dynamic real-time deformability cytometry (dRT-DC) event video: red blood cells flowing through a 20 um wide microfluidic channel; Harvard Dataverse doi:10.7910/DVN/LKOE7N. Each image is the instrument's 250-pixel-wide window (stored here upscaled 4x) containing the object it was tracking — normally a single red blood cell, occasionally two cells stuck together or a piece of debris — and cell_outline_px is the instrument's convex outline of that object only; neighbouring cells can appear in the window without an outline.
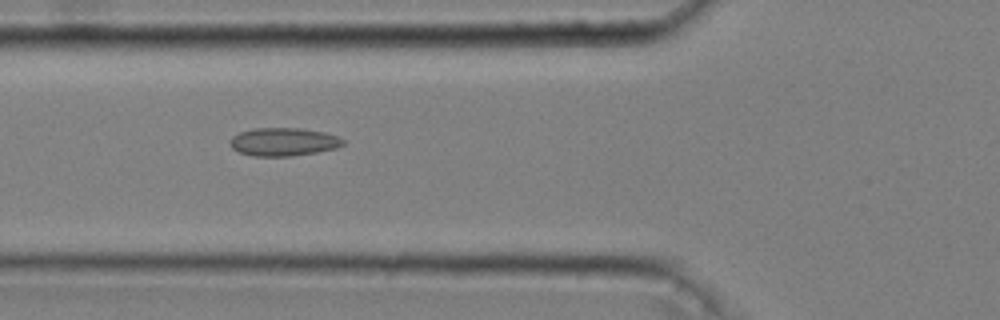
{"species": "common noctule bat (a hibernating species)", "species_latin": "Nyctalus noctula", "temperature_condition": "cold", "stored_images_in_passage": 50, "camera_frame_rate_fps": 3000, "um_per_image_px": 0.085, "animal": {"sex": "male", "body_mass_g": 20.4}, "frame": {"image": 1, "passage_image": 20, "time_ms": 6.333, "image_size_px": [1000, 320], "cell_outline_px": [[344, 144], [336, 148], [316, 152], [288, 156], [252, 156], [240, 152], [232, 148], [228, 144], [228, 140], [232, 136], [240, 132], [252, 128], [300, 128], [324, 132], [336, 136], [344, 140]], "centroid_in_image_um": [24.04, 12.05], "position_along_channel_um": 101.8, "area_um2": 18.55}}
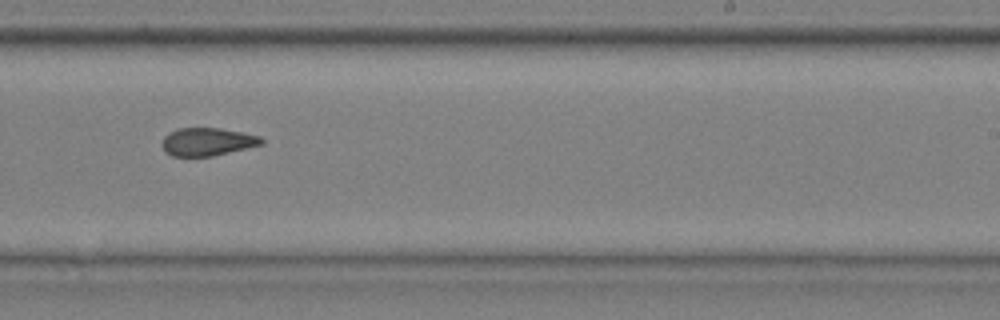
{"frame": {"image": 2, "passage_image": 34, "time_ms": 11.0, "image_size_px": [1000, 320], "cell_outline_px": [[264, 144], [212, 156], [172, 156], [164, 152], [160, 144], [164, 136], [168, 132], [176, 128], [220, 128], [260, 136], [264, 140]], "centroid_in_image_um": [17.58, 12.05], "position_along_channel_um": 271.4, "area_um2": 16.36}}
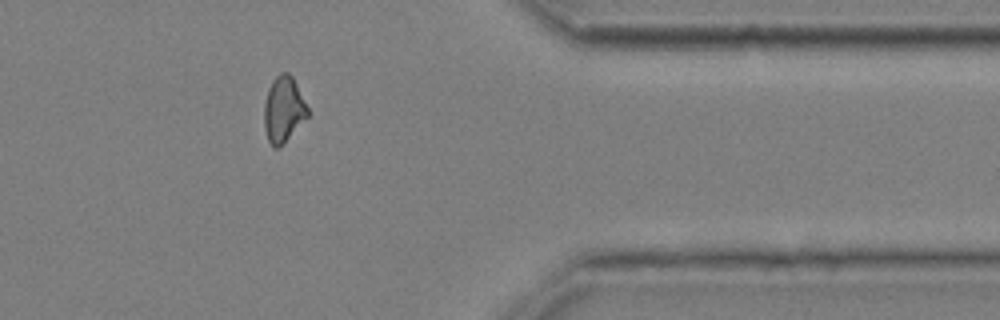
{"frame": {"image": 3, "passage_image": 45, "time_ms": 14.667, "image_size_px": [1000, 320], "cell_outline_px": [[308, 116], [280, 148], [272, 148], [268, 140], [264, 128], [264, 104], [268, 88], [272, 80], [280, 72], [288, 72], [292, 76], [308, 108]], "centroid_in_image_um": [24.08, 9.32], "position_along_channel_um": 387.3, "area_um2": 16.76}, "authors_computed_cell_mechanics": {"area_um2": 17.4845, "velocity_mm_per_s": 3.637, "shape_relaxation_time_tau1_ms": null, "shape_relaxation_time_tau2_ms": 2.1118, "deformation_change_tau1": null, "deformation_change_tau2": 0.0806}}